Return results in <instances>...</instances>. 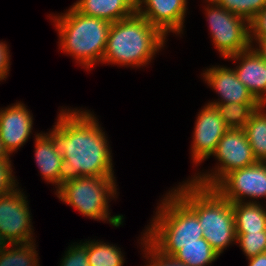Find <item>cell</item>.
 <instances>
[{
  "instance_id": "7402d4cb",
  "label": "cell",
  "mask_w": 266,
  "mask_h": 266,
  "mask_svg": "<svg viewBox=\"0 0 266 266\" xmlns=\"http://www.w3.org/2000/svg\"><path fill=\"white\" fill-rule=\"evenodd\" d=\"M87 256L90 266H123L124 263L120 248L98 240L88 241Z\"/></svg>"
},
{
  "instance_id": "52a82bcc",
  "label": "cell",
  "mask_w": 266,
  "mask_h": 266,
  "mask_svg": "<svg viewBox=\"0 0 266 266\" xmlns=\"http://www.w3.org/2000/svg\"><path fill=\"white\" fill-rule=\"evenodd\" d=\"M213 155L219 165L213 173L197 174L190 181L197 185L213 188L229 172L257 163L244 128H229L219 140Z\"/></svg>"
},
{
  "instance_id": "4316f807",
  "label": "cell",
  "mask_w": 266,
  "mask_h": 266,
  "mask_svg": "<svg viewBox=\"0 0 266 266\" xmlns=\"http://www.w3.org/2000/svg\"><path fill=\"white\" fill-rule=\"evenodd\" d=\"M88 241L85 243L80 242L68 248L64 258H62L60 266H90L88 261Z\"/></svg>"
},
{
  "instance_id": "6da1fadb",
  "label": "cell",
  "mask_w": 266,
  "mask_h": 266,
  "mask_svg": "<svg viewBox=\"0 0 266 266\" xmlns=\"http://www.w3.org/2000/svg\"><path fill=\"white\" fill-rule=\"evenodd\" d=\"M90 111L62 109L46 133L64 160L66 179L82 176L115 178L105 132Z\"/></svg>"
},
{
  "instance_id": "ffe728a7",
  "label": "cell",
  "mask_w": 266,
  "mask_h": 266,
  "mask_svg": "<svg viewBox=\"0 0 266 266\" xmlns=\"http://www.w3.org/2000/svg\"><path fill=\"white\" fill-rule=\"evenodd\" d=\"M35 247L34 241L24 244H0V266H40Z\"/></svg>"
},
{
  "instance_id": "d4e9b609",
  "label": "cell",
  "mask_w": 266,
  "mask_h": 266,
  "mask_svg": "<svg viewBox=\"0 0 266 266\" xmlns=\"http://www.w3.org/2000/svg\"><path fill=\"white\" fill-rule=\"evenodd\" d=\"M236 236V243H239L247 259L266 252V231L236 233Z\"/></svg>"
},
{
  "instance_id": "603a6c76",
  "label": "cell",
  "mask_w": 266,
  "mask_h": 266,
  "mask_svg": "<svg viewBox=\"0 0 266 266\" xmlns=\"http://www.w3.org/2000/svg\"><path fill=\"white\" fill-rule=\"evenodd\" d=\"M261 103H227L214 104L229 128H244L252 113L260 107Z\"/></svg>"
},
{
  "instance_id": "4fadbf2b",
  "label": "cell",
  "mask_w": 266,
  "mask_h": 266,
  "mask_svg": "<svg viewBox=\"0 0 266 266\" xmlns=\"http://www.w3.org/2000/svg\"><path fill=\"white\" fill-rule=\"evenodd\" d=\"M32 117L21 102L0 110V140L9 154L28 140L33 129Z\"/></svg>"
},
{
  "instance_id": "ba28073f",
  "label": "cell",
  "mask_w": 266,
  "mask_h": 266,
  "mask_svg": "<svg viewBox=\"0 0 266 266\" xmlns=\"http://www.w3.org/2000/svg\"><path fill=\"white\" fill-rule=\"evenodd\" d=\"M207 2L209 4L206 14L210 33L213 44L222 57L228 58L249 49L251 47L249 21L227 11L214 0Z\"/></svg>"
},
{
  "instance_id": "2e32d148",
  "label": "cell",
  "mask_w": 266,
  "mask_h": 266,
  "mask_svg": "<svg viewBox=\"0 0 266 266\" xmlns=\"http://www.w3.org/2000/svg\"><path fill=\"white\" fill-rule=\"evenodd\" d=\"M35 137L36 164L44 180L57 185L55 187L58 189L66 179L63 157L55 149L53 140L46 133H38Z\"/></svg>"
},
{
  "instance_id": "277c9868",
  "label": "cell",
  "mask_w": 266,
  "mask_h": 266,
  "mask_svg": "<svg viewBox=\"0 0 266 266\" xmlns=\"http://www.w3.org/2000/svg\"><path fill=\"white\" fill-rule=\"evenodd\" d=\"M166 195L145 233L160 253L173 256L183 244L202 243L203 230L197 215L172 190Z\"/></svg>"
},
{
  "instance_id": "484cf974",
  "label": "cell",
  "mask_w": 266,
  "mask_h": 266,
  "mask_svg": "<svg viewBox=\"0 0 266 266\" xmlns=\"http://www.w3.org/2000/svg\"><path fill=\"white\" fill-rule=\"evenodd\" d=\"M144 237L141 238V245L146 253H144L148 259L150 258L149 264L146 266H188L178 260H176L173 256H167L160 253L147 239L146 233L144 232ZM149 255V256H147Z\"/></svg>"
},
{
  "instance_id": "d6a6232c",
  "label": "cell",
  "mask_w": 266,
  "mask_h": 266,
  "mask_svg": "<svg viewBox=\"0 0 266 266\" xmlns=\"http://www.w3.org/2000/svg\"><path fill=\"white\" fill-rule=\"evenodd\" d=\"M10 154L5 149L3 142L0 140V160H10Z\"/></svg>"
},
{
  "instance_id": "8992f818",
  "label": "cell",
  "mask_w": 266,
  "mask_h": 266,
  "mask_svg": "<svg viewBox=\"0 0 266 266\" xmlns=\"http://www.w3.org/2000/svg\"><path fill=\"white\" fill-rule=\"evenodd\" d=\"M115 178L82 176L65 179L56 190V195L65 204L71 205L85 217L109 221L114 227L123 222V215L109 216V197L117 194Z\"/></svg>"
},
{
  "instance_id": "9c48e42d",
  "label": "cell",
  "mask_w": 266,
  "mask_h": 266,
  "mask_svg": "<svg viewBox=\"0 0 266 266\" xmlns=\"http://www.w3.org/2000/svg\"><path fill=\"white\" fill-rule=\"evenodd\" d=\"M27 202L26 196L18 188L0 195V244L34 241Z\"/></svg>"
},
{
  "instance_id": "f1b7e54d",
  "label": "cell",
  "mask_w": 266,
  "mask_h": 266,
  "mask_svg": "<svg viewBox=\"0 0 266 266\" xmlns=\"http://www.w3.org/2000/svg\"><path fill=\"white\" fill-rule=\"evenodd\" d=\"M250 38H266V6L250 21Z\"/></svg>"
},
{
  "instance_id": "7a4b0ae2",
  "label": "cell",
  "mask_w": 266,
  "mask_h": 266,
  "mask_svg": "<svg viewBox=\"0 0 266 266\" xmlns=\"http://www.w3.org/2000/svg\"><path fill=\"white\" fill-rule=\"evenodd\" d=\"M166 36L138 13L113 22L102 63L145 66L165 43Z\"/></svg>"
},
{
  "instance_id": "4dcf8cb0",
  "label": "cell",
  "mask_w": 266,
  "mask_h": 266,
  "mask_svg": "<svg viewBox=\"0 0 266 266\" xmlns=\"http://www.w3.org/2000/svg\"><path fill=\"white\" fill-rule=\"evenodd\" d=\"M250 41L251 45L253 44V41H258L257 45L259 44V47H257L256 49L253 48V50H255V52L266 62V38H250Z\"/></svg>"
},
{
  "instance_id": "d6986e66",
  "label": "cell",
  "mask_w": 266,
  "mask_h": 266,
  "mask_svg": "<svg viewBox=\"0 0 266 266\" xmlns=\"http://www.w3.org/2000/svg\"><path fill=\"white\" fill-rule=\"evenodd\" d=\"M266 105L262 104L245 124L244 131L257 161L266 162Z\"/></svg>"
},
{
  "instance_id": "8fae6325",
  "label": "cell",
  "mask_w": 266,
  "mask_h": 266,
  "mask_svg": "<svg viewBox=\"0 0 266 266\" xmlns=\"http://www.w3.org/2000/svg\"><path fill=\"white\" fill-rule=\"evenodd\" d=\"M193 141V163L199 164L215 152L219 140L229 127L223 122L215 106L206 104L196 118Z\"/></svg>"
},
{
  "instance_id": "83f0119b",
  "label": "cell",
  "mask_w": 266,
  "mask_h": 266,
  "mask_svg": "<svg viewBox=\"0 0 266 266\" xmlns=\"http://www.w3.org/2000/svg\"><path fill=\"white\" fill-rule=\"evenodd\" d=\"M12 171L11 160H0V195L10 193L18 186Z\"/></svg>"
},
{
  "instance_id": "e0dca14e",
  "label": "cell",
  "mask_w": 266,
  "mask_h": 266,
  "mask_svg": "<svg viewBox=\"0 0 266 266\" xmlns=\"http://www.w3.org/2000/svg\"><path fill=\"white\" fill-rule=\"evenodd\" d=\"M72 7L85 16L113 23L133 15L136 0H78Z\"/></svg>"
},
{
  "instance_id": "30bf717a",
  "label": "cell",
  "mask_w": 266,
  "mask_h": 266,
  "mask_svg": "<svg viewBox=\"0 0 266 266\" xmlns=\"http://www.w3.org/2000/svg\"><path fill=\"white\" fill-rule=\"evenodd\" d=\"M213 188L231 203L244 202L246 197L266 198V162L233 170Z\"/></svg>"
},
{
  "instance_id": "f546056e",
  "label": "cell",
  "mask_w": 266,
  "mask_h": 266,
  "mask_svg": "<svg viewBox=\"0 0 266 266\" xmlns=\"http://www.w3.org/2000/svg\"><path fill=\"white\" fill-rule=\"evenodd\" d=\"M9 47L4 42H0V81L5 80L7 75L9 74L10 68V55H9ZM5 78V79H4Z\"/></svg>"
},
{
  "instance_id": "5b68a950",
  "label": "cell",
  "mask_w": 266,
  "mask_h": 266,
  "mask_svg": "<svg viewBox=\"0 0 266 266\" xmlns=\"http://www.w3.org/2000/svg\"><path fill=\"white\" fill-rule=\"evenodd\" d=\"M53 22L60 37V48L85 68H92L101 62L105 52L111 22L85 16L72 6Z\"/></svg>"
},
{
  "instance_id": "5bb4252c",
  "label": "cell",
  "mask_w": 266,
  "mask_h": 266,
  "mask_svg": "<svg viewBox=\"0 0 266 266\" xmlns=\"http://www.w3.org/2000/svg\"><path fill=\"white\" fill-rule=\"evenodd\" d=\"M203 78L212 87L221 100L209 102L208 104L227 103H260L249 91V89L237 78L234 69L221 66H212L204 71Z\"/></svg>"
},
{
  "instance_id": "ac0fdd59",
  "label": "cell",
  "mask_w": 266,
  "mask_h": 266,
  "mask_svg": "<svg viewBox=\"0 0 266 266\" xmlns=\"http://www.w3.org/2000/svg\"><path fill=\"white\" fill-rule=\"evenodd\" d=\"M236 233L266 231V210L255 201L232 203Z\"/></svg>"
},
{
  "instance_id": "7c38bea8",
  "label": "cell",
  "mask_w": 266,
  "mask_h": 266,
  "mask_svg": "<svg viewBox=\"0 0 266 266\" xmlns=\"http://www.w3.org/2000/svg\"><path fill=\"white\" fill-rule=\"evenodd\" d=\"M186 6L187 0H136V13L166 36L170 32L182 33Z\"/></svg>"
},
{
  "instance_id": "3957f363",
  "label": "cell",
  "mask_w": 266,
  "mask_h": 266,
  "mask_svg": "<svg viewBox=\"0 0 266 266\" xmlns=\"http://www.w3.org/2000/svg\"><path fill=\"white\" fill-rule=\"evenodd\" d=\"M173 192L197 215L203 238L221 255L233 242L236 229L232 203L214 188L203 187L190 180Z\"/></svg>"
},
{
  "instance_id": "9a60e30c",
  "label": "cell",
  "mask_w": 266,
  "mask_h": 266,
  "mask_svg": "<svg viewBox=\"0 0 266 266\" xmlns=\"http://www.w3.org/2000/svg\"><path fill=\"white\" fill-rule=\"evenodd\" d=\"M230 58L240 61L234 69L237 78L261 104L266 105V62L253 50V45L227 59Z\"/></svg>"
},
{
  "instance_id": "44dd1931",
  "label": "cell",
  "mask_w": 266,
  "mask_h": 266,
  "mask_svg": "<svg viewBox=\"0 0 266 266\" xmlns=\"http://www.w3.org/2000/svg\"><path fill=\"white\" fill-rule=\"evenodd\" d=\"M173 257L188 266H207L219 257L205 238L202 243H190L181 245Z\"/></svg>"
},
{
  "instance_id": "cb8c5ba5",
  "label": "cell",
  "mask_w": 266,
  "mask_h": 266,
  "mask_svg": "<svg viewBox=\"0 0 266 266\" xmlns=\"http://www.w3.org/2000/svg\"><path fill=\"white\" fill-rule=\"evenodd\" d=\"M218 5L233 14L250 21L266 6V0H214Z\"/></svg>"
},
{
  "instance_id": "1f68e13d",
  "label": "cell",
  "mask_w": 266,
  "mask_h": 266,
  "mask_svg": "<svg viewBox=\"0 0 266 266\" xmlns=\"http://www.w3.org/2000/svg\"><path fill=\"white\" fill-rule=\"evenodd\" d=\"M248 266H266V252L248 258Z\"/></svg>"
}]
</instances>
